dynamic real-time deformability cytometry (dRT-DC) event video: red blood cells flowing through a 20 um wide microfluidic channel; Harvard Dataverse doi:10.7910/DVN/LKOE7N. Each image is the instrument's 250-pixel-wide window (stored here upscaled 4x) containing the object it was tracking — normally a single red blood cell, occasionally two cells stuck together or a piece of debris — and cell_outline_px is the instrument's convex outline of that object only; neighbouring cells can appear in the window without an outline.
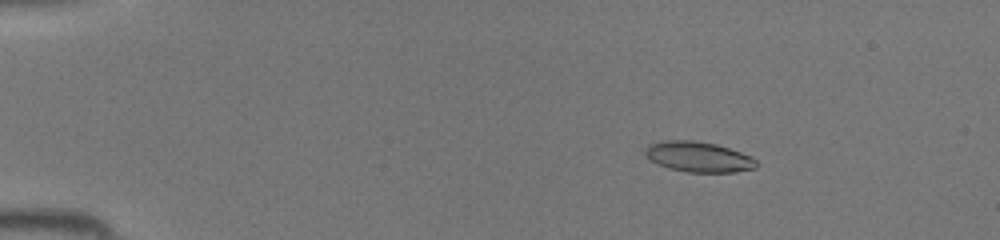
{"species": "common noctule bat (a hibernating species)", "species_latin": "Nyctalus noctula", "temperature_condition": "room temperature", "stored_images_in_passage": 45, "camera_frame_rate_fps": 3000, "um_per_image_px": 0.085, "animal": {"sex": "female", "body_mass_g": 19.5, "forearm_length_mm": 54.1}, "frame": {"image": 1, "passage_image": 8, "time_ms": 2.333, "image_size_px": [1000, 240], "cell_outline_px": [[756, 168], [736, 172], [688, 172], [668, 168], [644, 156], [644, 148], [648, 144], [664, 140], [692, 140], [716, 144], [752, 156], [756, 160]], "centroid_in_image_um": [59.35, 13.32], "position_along_channel_um": 25.7, "area_um2": 19.71}}
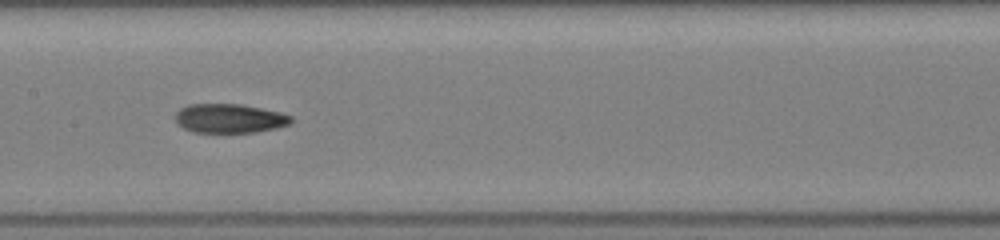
{"frame": {"image": 2, "passage_image": 24, "time_ms": 7.667, "image_size_px": [1000, 240], "cell_outline_px": [[292, 124], [276, 128], [256, 132], [192, 132], [184, 128], [176, 120], [176, 112], [180, 108], [188, 104], [240, 104], [280, 112], [292, 116]], "centroid_in_image_um": [19.53, 10.06], "position_along_channel_um": 187.9, "area_um2": 19.59}}
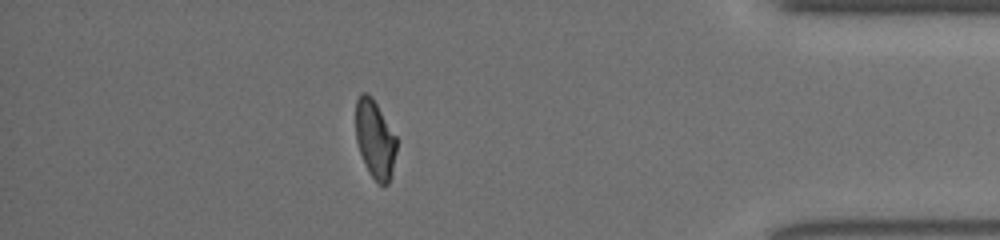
{"frame": {"image": 3, "passage_image": 40, "time_ms": 13.0, "image_size_px": [1000, 240], "cell_outline_px": [[396, 152], [392, 172], [388, 184], [380, 184], [368, 172], [364, 164], [356, 140], [356, 100], [360, 92], [368, 92], [372, 96], [396, 136]], "centroid_in_image_um": [31.86, 11.8], "position_along_channel_um": 403.3, "area_um2": 18.61}}